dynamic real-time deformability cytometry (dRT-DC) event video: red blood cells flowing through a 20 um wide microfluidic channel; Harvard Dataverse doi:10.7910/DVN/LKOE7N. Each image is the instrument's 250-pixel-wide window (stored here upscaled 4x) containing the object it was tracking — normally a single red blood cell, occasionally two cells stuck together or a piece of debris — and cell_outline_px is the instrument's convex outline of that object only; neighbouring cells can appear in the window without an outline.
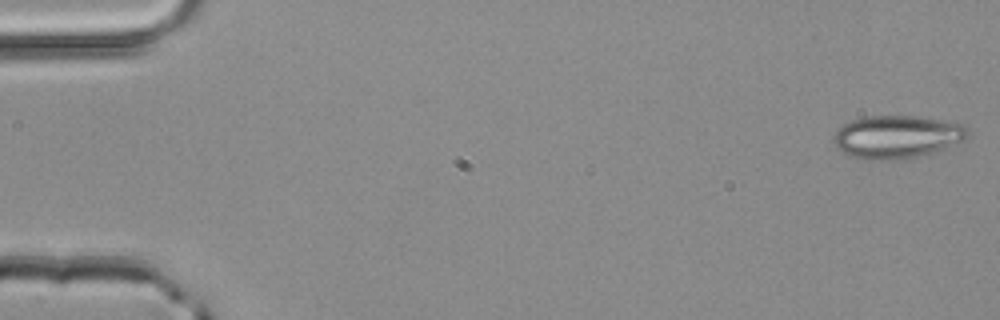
{"species": "common noctule bat (a hibernating species)", "species_latin": "Nyctalus noctula", "temperature_condition": "room temperature", "stored_images_in_passage": 50, "camera_frame_rate_fps": 3000, "um_per_image_px": 0.085, "animal": {"sex": "male", "body_mass_g": 20.4}, "frame": {"image": 1, "passage_image": 1, "time_ms": 0.0, "image_size_px": [1000, 320], "cell_outline_px": [[972, 132], [964, 140], [932, 152], [920, 156], [896, 160], [868, 160], [852, 156], [836, 148], [832, 140], [832, 136], [844, 124], [852, 120], [868, 116], [916, 116], [964, 124]], "centroid_in_image_um": [76.24, 11.63], "position_along_channel_um": 8.8, "area_um2": 33.52}}
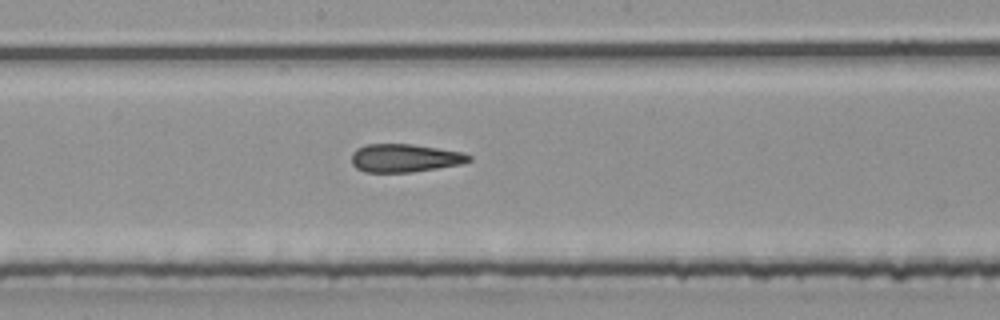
{"frame": {"image": 2, "passage_image": 27, "time_ms": 8.667, "image_size_px": [1000, 320], "cell_outline_px": [[472, 160], [460, 164], [412, 172], [364, 172], [356, 168], [352, 164], [352, 152], [356, 148], [368, 144], [412, 144], [464, 152], [472, 156]], "centroid_in_image_um": [34.4, 13.43], "position_along_channel_um": 213.8, "area_um2": 19.31}}
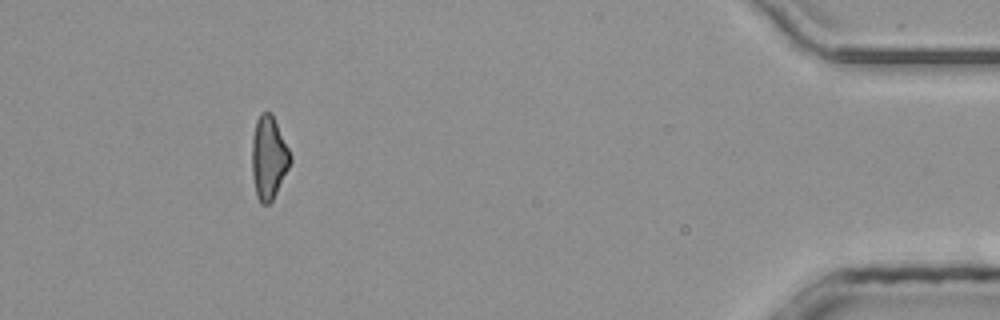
{"frame": {"image": 3, "passage_image": 46, "time_ms": 15.0, "image_size_px": [1000, 320], "cell_outline_px": [[292, 160], [272, 200], [268, 204], [260, 204], [256, 196], [252, 172], [252, 136], [256, 120], [260, 112], [272, 112], [292, 156]], "centroid_in_image_um": [22.83, 13.37], "position_along_channel_um": 412.4, "area_um2": 18.61}, "authors_computed_cell_mechanics": {"area_um2": 19.6231, "velocity_mm_per_s": 4.1609, "shape_relaxation_time_tau1_ms": null, "shape_relaxation_time_tau2_ms": 4.3793, "deformation_change_tau1": null, "deformation_change_tau2": 0.1465}}